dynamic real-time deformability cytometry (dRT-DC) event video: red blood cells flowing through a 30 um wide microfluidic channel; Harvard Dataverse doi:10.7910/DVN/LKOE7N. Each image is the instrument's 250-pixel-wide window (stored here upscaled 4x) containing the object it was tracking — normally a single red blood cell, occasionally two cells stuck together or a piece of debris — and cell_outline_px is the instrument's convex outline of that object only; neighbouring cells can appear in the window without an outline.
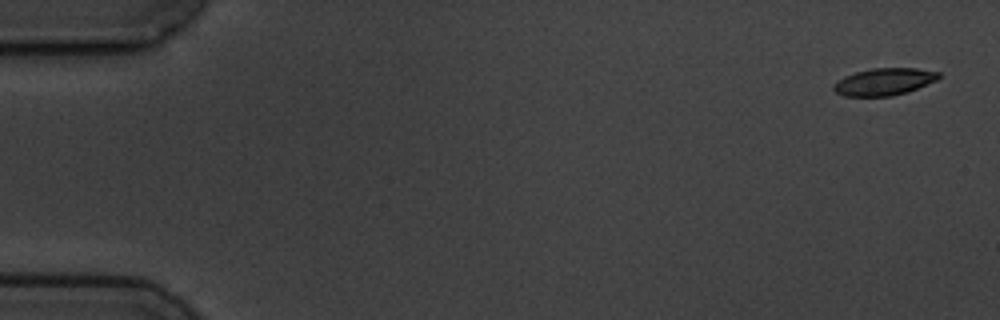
{"species": "common noctule bat (a hibernating species)", "species_latin": "Nyctalus noctula", "temperature_condition": "cold", "stored_images_in_passage": 8, "camera_frame_rate_fps": 3000, "um_per_image_px": 0.085, "animal": {"sex": "male", "body_mass_g": 19.5, "forearm_length_mm": 54.6}, "frame": {"image": 1, "passage_image": 1, "time_ms": 0.0, "image_size_px": [1000, 320], "cell_outline_px": [[940, 76], [936, 80], [908, 92], [892, 96], [844, 96], [836, 92], [832, 88], [832, 84], [836, 80], [844, 76], [856, 72], [872, 68], [916, 68], [940, 72]], "centroid_in_image_um": [75.12, 6.95], "position_along_channel_um": 9.9, "area_um2": 16.7}}
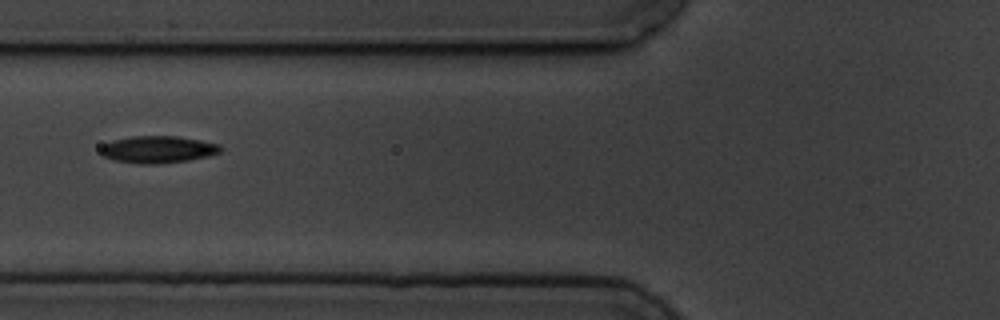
{"frame": {"image": 2, "passage_image": 6, "time_ms": 6.667, "image_size_px": [1000, 320], "cell_outline_px": [[224, 148], [220, 152], [208, 156], [188, 160], [156, 164], [144, 164], [116, 160], [104, 156], [100, 152], [100, 148], [104, 144], [112, 140], [132, 136], [176, 136], [200, 140], [220, 144]], "centroid_in_image_um": [13.45, 12.69], "position_along_channel_um": 112.4, "area_um2": 18.84}}
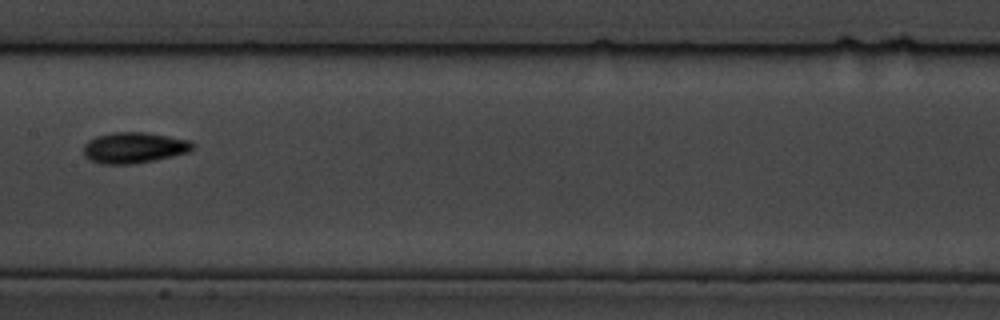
{"frame": {"image": 3, "passage_image": 8, "time_ms": 9.0, "image_size_px": [1000, 320], "cell_outline_px": [[196, 144], [188, 152], [172, 156], [132, 164], [100, 164], [88, 160], [84, 152], [84, 144], [88, 140], [96, 136], [112, 132], [144, 132], [168, 136], [188, 140]], "centroid_in_image_um": [11.36, 12.55], "position_along_channel_um": 196.0, "area_um2": 19.59}}